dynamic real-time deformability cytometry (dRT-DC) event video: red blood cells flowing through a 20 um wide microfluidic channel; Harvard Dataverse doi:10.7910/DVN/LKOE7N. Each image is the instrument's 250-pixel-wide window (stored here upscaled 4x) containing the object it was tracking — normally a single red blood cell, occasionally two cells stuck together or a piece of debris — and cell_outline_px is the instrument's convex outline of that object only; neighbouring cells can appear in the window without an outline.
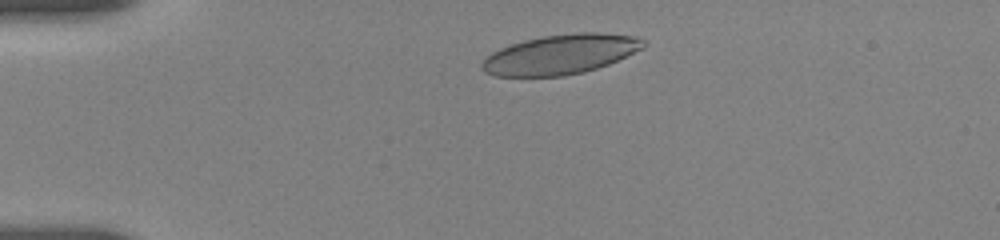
{"species": "human", "species_latin": "Homo sapiens", "temperature_condition": "room temperature", "stored_images_in_passage": 42, "camera_frame_rate_fps": 3000, "um_per_image_px": 0.085, "donor": {"sex": "female"}, "frame": {"image": 1, "passage_image": 3, "time_ms": 1.333, "image_size_px": [1000, 240], "cell_outline_px": [[648, 44], [644, 48], [608, 64], [584, 72], [564, 76], [496, 76], [484, 72], [480, 68], [480, 64], [492, 52], [500, 48], [524, 40], [544, 36], [576, 32], [600, 32], [640, 36]], "centroid_in_image_um": [47.68, 4.61], "position_along_channel_um": 37.3, "area_um2": 37.57}}
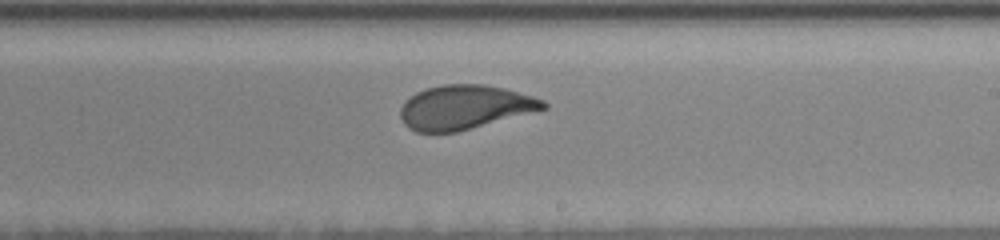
{"frame": {"image": 2, "passage_image": 22, "time_ms": 8.333, "image_size_px": [1000, 240], "cell_outline_px": [[548, 108], [456, 132], [416, 132], [408, 128], [404, 124], [400, 116], [400, 108], [404, 100], [416, 92], [428, 88], [444, 84], [484, 84], [504, 88], [532, 96], [544, 100], [548, 104]], "centroid_in_image_um": [39.47, 9.11], "position_along_channel_um": 249.5, "area_um2": 36.7}}
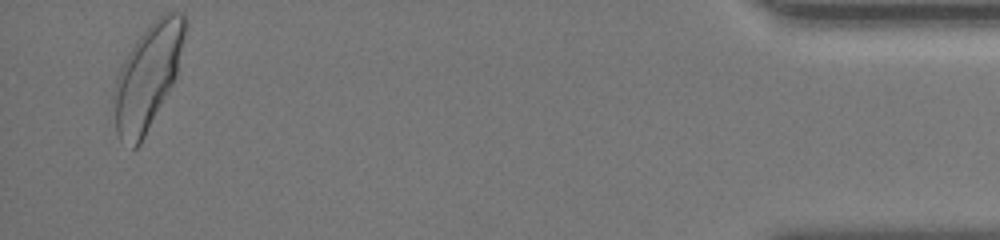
{"frame": {"image": 3, "passage_image": 41, "time_ms": 15.0, "image_size_px": [1000, 240], "cell_outline_px": [[188, 24], [176, 76], [172, 84], [140, 144], [136, 148], [132, 148], [120, 140], [116, 132], [112, 96], [112, 92], [116, 76], [128, 52], [136, 40], [156, 16], [164, 12], [184, 12], [188, 20]], "centroid_in_image_um": [12.55, 6.45], "position_along_channel_um": 422.6, "area_um2": 43.52}, "authors_computed_cell_mechanics": {"area_um2": 37.6567, "velocity_mm_per_s": 3.6556, "shape_relaxation_time_tau1_ms": 5.1881, "shape_relaxation_time_tau2_ms": 0.7588, "deformation_change_tau1": 0.178, "deformation_change_tau2": 0.0724}}